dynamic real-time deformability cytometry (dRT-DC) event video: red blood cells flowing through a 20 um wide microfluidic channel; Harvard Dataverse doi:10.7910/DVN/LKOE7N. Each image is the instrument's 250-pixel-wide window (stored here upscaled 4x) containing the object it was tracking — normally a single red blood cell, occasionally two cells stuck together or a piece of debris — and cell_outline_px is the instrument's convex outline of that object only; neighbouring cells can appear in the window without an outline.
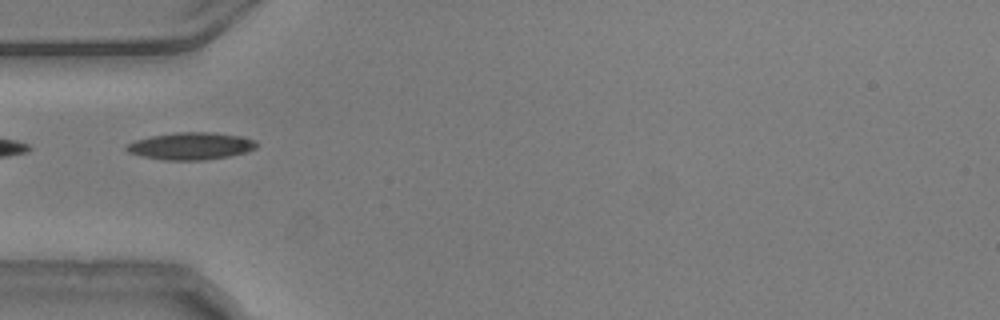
{"species": "common noctule bat (a hibernating species)", "species_latin": "Nyctalus noctula", "temperature_condition": "warm", "stored_images_in_passage": 9, "camera_frame_rate_fps": 3000, "um_per_image_px": 0.085, "animal": {"sex": "male", "body_mass_g": 20.5, "forearm_length_mm": 52.5}, "frame": {"image": 1, "passage_image": 1, "time_ms": 0.0, "image_size_px": [1000, 320], "cell_outline_px": [[256, 148], [248, 152], [228, 156], [204, 160], [164, 160], [140, 156], [128, 152], [124, 148], [128, 144], [136, 140], [152, 136], [176, 132], [212, 132], [240, 136], [256, 140]], "centroid_in_image_um": [16.23, 12.41], "position_along_channel_um": 68.8, "area_um2": 20.63}}